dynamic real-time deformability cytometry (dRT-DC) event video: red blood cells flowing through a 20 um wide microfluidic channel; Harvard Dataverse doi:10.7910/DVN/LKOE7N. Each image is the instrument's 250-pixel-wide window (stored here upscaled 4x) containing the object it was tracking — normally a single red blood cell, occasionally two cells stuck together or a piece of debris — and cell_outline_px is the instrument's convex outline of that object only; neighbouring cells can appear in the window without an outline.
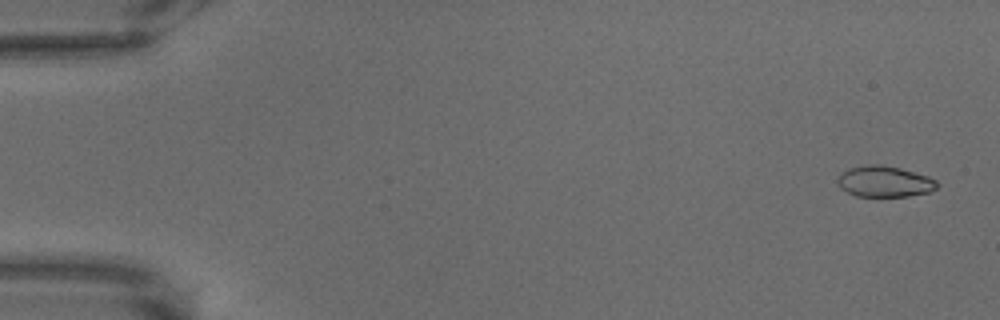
{"species": "common noctule bat (a hibernating species)", "species_latin": "Nyctalus noctula", "temperature_condition": "warm", "stored_images_in_passage": 69, "camera_frame_rate_fps": 3000, "um_per_image_px": 0.085, "animal": {"sex": "male", "body_mass_g": 18.8}, "frame": {"image": 1, "passage_image": 3, "time_ms": 0.667, "image_size_px": [1000, 320], "cell_outline_px": [[940, 184], [936, 188], [928, 192], [908, 196], [856, 196], [840, 188], [836, 184], [836, 180], [840, 172], [848, 168], [868, 164], [876, 164], [900, 168], [928, 176], [936, 180]], "centroid_in_image_um": [75.14, 15.42], "position_along_channel_um": 9.9, "area_um2": 18.09}}
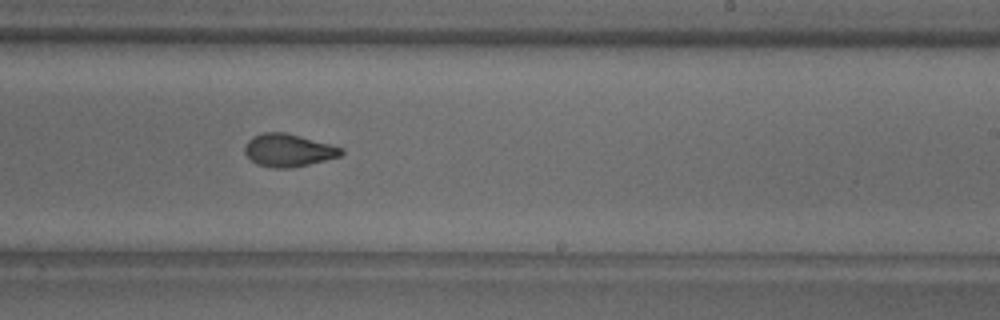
{"frame": {"image": 2, "passage_image": 43, "time_ms": 14.0, "image_size_px": [1000, 320], "cell_outline_px": [[344, 152], [340, 156], [308, 164], [288, 168], [272, 168], [256, 164], [244, 152], [244, 148], [248, 140], [252, 136], [264, 132], [284, 132], [300, 136], [344, 148]], "centroid_in_image_um": [24.49, 12.77], "position_along_channel_um": 264.5, "area_um2": 18.26}}
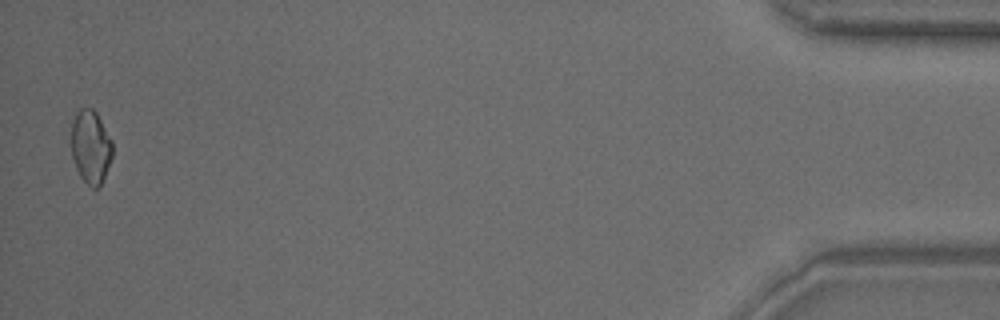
{"frame": {"image": 3, "passage_image": 68, "time_ms": 22.333, "image_size_px": [1000, 320], "cell_outline_px": [[112, 156], [104, 176], [100, 184], [96, 188], [92, 188], [80, 176], [76, 168], [72, 156], [72, 120], [76, 112], [80, 108], [92, 108], [96, 112], [112, 140]], "centroid_in_image_um": [7.7, 12.45], "position_along_channel_um": 427.5, "area_um2": 17.4}}